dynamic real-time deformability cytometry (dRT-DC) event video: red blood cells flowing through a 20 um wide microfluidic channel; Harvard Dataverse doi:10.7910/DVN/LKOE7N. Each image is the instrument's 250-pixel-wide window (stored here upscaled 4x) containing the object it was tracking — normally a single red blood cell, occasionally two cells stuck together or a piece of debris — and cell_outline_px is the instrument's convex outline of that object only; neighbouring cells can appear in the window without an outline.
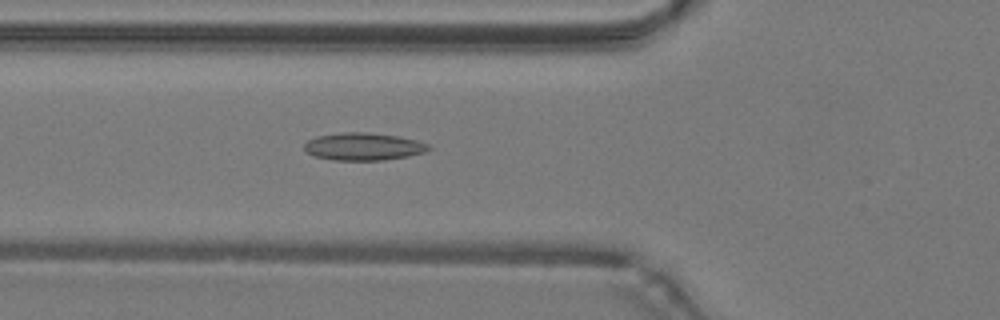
{"species": "common noctule bat (a hibernating species)", "species_latin": "Nyctalus noctula", "temperature_condition": "warm", "stored_images_in_passage": 47, "camera_frame_rate_fps": 3000, "um_per_image_px": 0.085, "animal": {"sex": "male", "body_mass_g": 19.2, "forearm_length_mm": 51.8}, "frame": {"image": 1, "passage_image": 17, "time_ms": 5.333, "image_size_px": [1000, 320], "cell_outline_px": [[432, 148], [424, 152], [408, 156], [384, 160], [332, 160], [316, 156], [304, 152], [304, 144], [308, 140], [316, 136], [344, 132], [368, 132], [400, 136], [416, 140], [428, 144]], "centroid_in_image_um": [30.88, 12.45], "position_along_channel_um": 94.9, "area_um2": 20.06}}
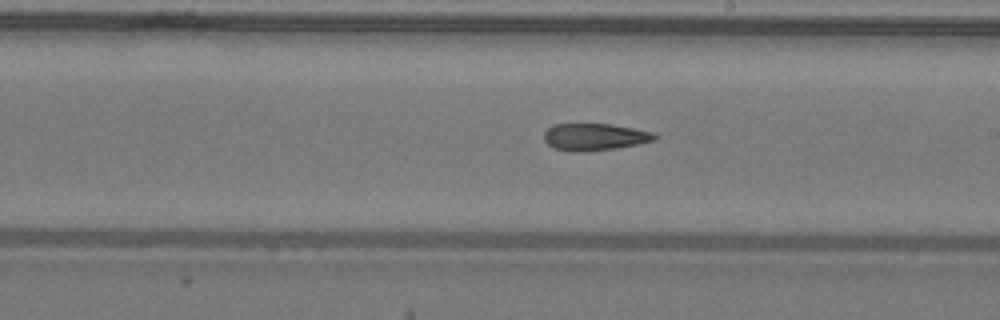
{"frame": {"image": 2, "passage_image": 27, "time_ms": 8.667, "image_size_px": [1000, 320], "cell_outline_px": [[660, 136], [656, 140], [640, 144], [616, 148], [584, 152], [568, 152], [556, 148], [548, 144], [544, 140], [544, 132], [552, 124], [612, 124], [652, 132]], "centroid_in_image_um": [50.56, 11.64], "position_along_channel_um": 238.4, "area_um2": 17.63}}
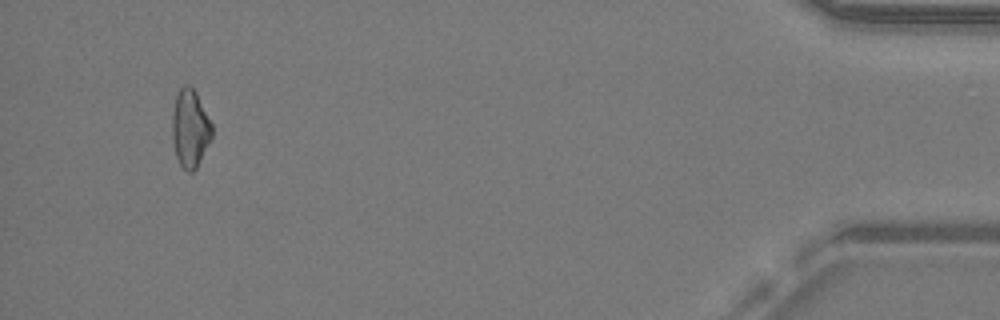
{"frame": {"image": 3, "passage_image": 45, "time_ms": 14.667, "image_size_px": [1000, 320], "cell_outline_px": [[212, 136], [196, 168], [192, 172], [188, 172], [180, 164], [176, 156], [172, 140], [172, 112], [176, 96], [180, 88], [184, 84], [188, 84], [196, 92], [212, 124]], "centroid_in_image_um": [16.14, 10.9], "position_along_channel_um": 419.1, "area_um2": 17.92}, "authors_computed_cell_mechanics": {"area_um2": 18.3226, "velocity_mm_per_s": 4.2842, "shape_relaxation_time_tau1_ms": null, "shape_relaxation_time_tau2_ms": 6.4565, "deformation_change_tau1": null, "deformation_change_tau2": 0.1932}}